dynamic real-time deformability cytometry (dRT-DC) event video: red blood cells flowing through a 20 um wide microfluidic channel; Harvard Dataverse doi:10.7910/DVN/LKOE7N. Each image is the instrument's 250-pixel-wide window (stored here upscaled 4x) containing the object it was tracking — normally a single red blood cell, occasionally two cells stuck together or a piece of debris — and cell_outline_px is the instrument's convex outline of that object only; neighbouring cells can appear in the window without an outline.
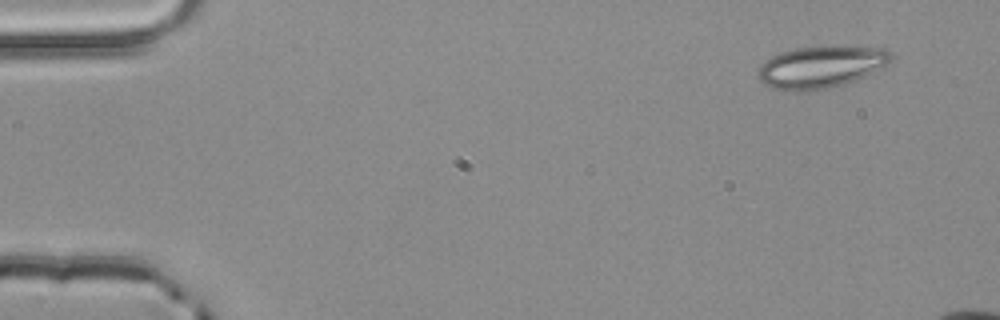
{"species": "common noctule bat (a hibernating species)", "species_latin": "Nyctalus noctula", "temperature_condition": "room temperature", "stored_images_in_passage": 3, "camera_frame_rate_fps": 3000, "um_per_image_px": 0.085, "animal": {"sex": "male", "body_mass_g": 20.4}, "frame": {"image": 1, "passage_image": 1, "time_ms": 0.0, "image_size_px": [1000, 320], "cell_outline_px": [[892, 60], [888, 64], [856, 80], [824, 88], [804, 92], [796, 92], [772, 88], [764, 84], [756, 76], [756, 72], [760, 64], [764, 60], [780, 52], [796, 48], [884, 48], [892, 56]], "centroid_in_image_um": [69.68, 5.73], "position_along_channel_um": 15.3, "area_um2": 31.85}}